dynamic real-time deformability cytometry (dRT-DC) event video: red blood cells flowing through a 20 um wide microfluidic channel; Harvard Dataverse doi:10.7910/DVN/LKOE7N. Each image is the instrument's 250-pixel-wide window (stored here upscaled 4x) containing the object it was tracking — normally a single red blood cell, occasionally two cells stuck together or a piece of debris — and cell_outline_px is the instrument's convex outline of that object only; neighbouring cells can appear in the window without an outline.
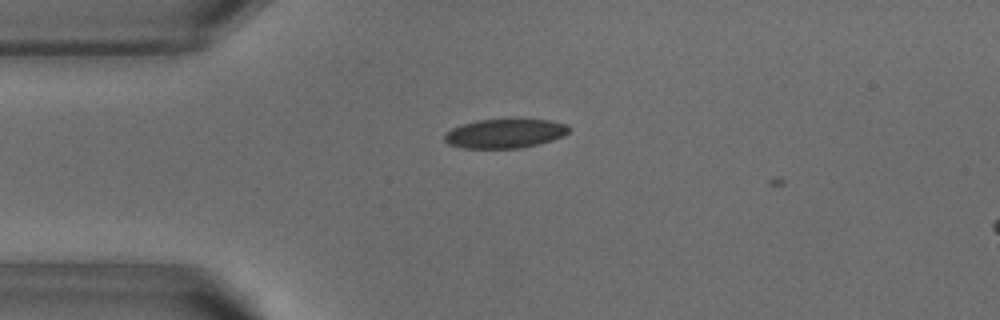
{"species": "common noctule bat (a hibernating species)", "species_latin": "Nyctalus noctula", "temperature_condition": "warm", "stored_images_in_passage": 3, "camera_frame_rate_fps": 3000, "um_per_image_px": 0.085, "animal": {"sex": "male", "body_mass_g": 18.8}, "frame": {"image": 1, "passage_image": 2, "time_ms": 0.333, "image_size_px": [1000, 320], "cell_outline_px": [[572, 128], [564, 136], [552, 140], [520, 148], [464, 148], [448, 144], [444, 140], [444, 136], [452, 128], [476, 120], [548, 120], [568, 124]], "centroid_in_image_um": [42.94, 11.35], "position_along_channel_um": 42.1, "area_um2": 20.92}}